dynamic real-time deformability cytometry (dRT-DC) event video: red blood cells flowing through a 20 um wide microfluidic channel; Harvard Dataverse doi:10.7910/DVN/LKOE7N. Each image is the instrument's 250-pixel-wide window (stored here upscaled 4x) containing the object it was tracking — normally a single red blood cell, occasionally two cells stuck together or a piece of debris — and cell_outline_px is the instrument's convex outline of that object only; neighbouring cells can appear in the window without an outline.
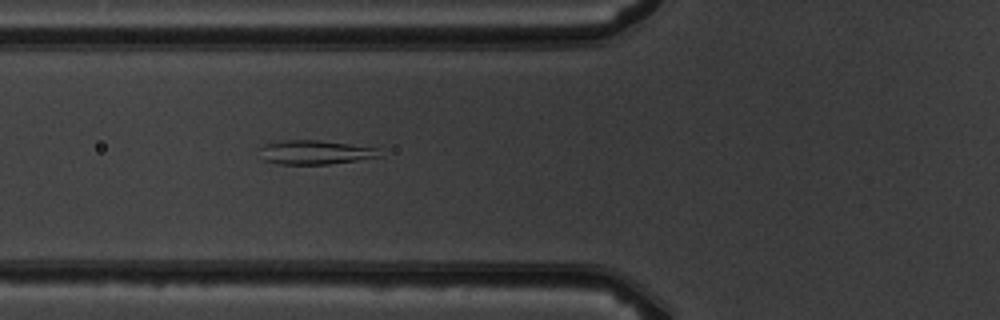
{"species": "common noctule bat (a hibernating species)", "species_latin": "Nyctalus noctula", "temperature_condition": "warm", "stored_images_in_passage": 2, "camera_frame_rate_fps": 3000, "um_per_image_px": 0.085, "animal": {"sex": "male", "body_mass_g": 19.5, "forearm_length_mm": 54.6}, "frame": {"image": 1, "passage_image": 2, "time_ms": 1.0, "image_size_px": [1000, 320], "cell_outline_px": [[384, 156], [328, 164], [280, 164], [264, 160], [260, 148], [264, 144], [280, 140], [316, 140], [348, 144], [376, 148]], "centroid_in_image_um": [26.78, 12.94], "position_along_channel_um": 99.0, "area_um2": 16.59}}